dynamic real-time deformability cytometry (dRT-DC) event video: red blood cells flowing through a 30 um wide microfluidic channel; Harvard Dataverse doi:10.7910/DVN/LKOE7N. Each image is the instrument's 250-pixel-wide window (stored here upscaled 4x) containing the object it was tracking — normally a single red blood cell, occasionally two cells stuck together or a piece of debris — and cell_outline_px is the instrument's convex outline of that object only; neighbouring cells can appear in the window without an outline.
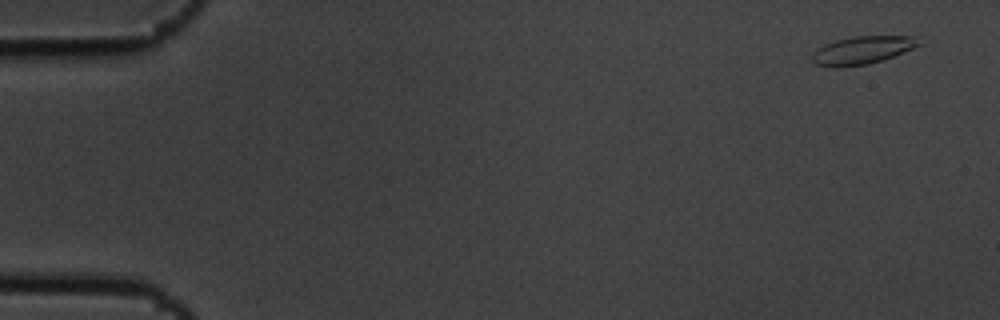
{"species": "common noctule bat (a hibernating species)", "species_latin": "Nyctalus noctula", "temperature_condition": "cold", "stored_images_in_passage": 4, "camera_frame_rate_fps": 3000, "um_per_image_px": 0.085, "animal": {"sex": "male", "body_mass_g": 19.5, "forearm_length_mm": 54.6}, "frame": {"image": 1, "passage_image": 1, "time_ms": 0.0, "image_size_px": [1000, 320], "cell_outline_px": [[924, 44], [884, 60], [868, 64], [836, 68], [832, 68], [816, 64], [812, 60], [812, 52], [816, 48], [824, 44], [836, 40], [852, 36], [916, 36]], "centroid_in_image_um": [73.3, 4.27], "position_along_channel_um": 11.7, "area_um2": 17.74}}